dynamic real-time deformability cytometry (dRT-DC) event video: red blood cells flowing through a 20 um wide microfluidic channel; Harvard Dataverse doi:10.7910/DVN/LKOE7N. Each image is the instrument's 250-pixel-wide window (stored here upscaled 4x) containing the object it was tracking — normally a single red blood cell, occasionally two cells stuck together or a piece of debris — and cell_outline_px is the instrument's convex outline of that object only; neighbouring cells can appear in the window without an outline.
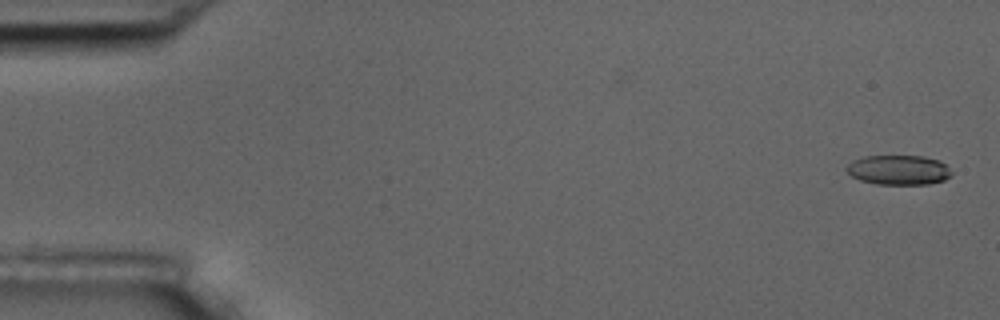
{"species": "common noctule bat (a hibernating species)", "species_latin": "Nyctalus noctula", "temperature_condition": "room temperature", "stored_images_in_passage": 6, "camera_frame_rate_fps": 3000, "um_per_image_px": 0.085, "animal": {"sex": "male", "body_mass_g": 17.5, "forearm_length_mm": 52.3}, "frame": {"image": 1, "passage_image": 1, "time_ms": 0.0, "image_size_px": [1000, 320], "cell_outline_px": [[952, 176], [944, 180], [928, 184], [876, 184], [860, 180], [852, 176], [844, 168], [852, 160], [864, 156], [924, 156], [940, 160], [952, 172]], "centroid_in_image_um": [76.38, 14.44], "position_along_channel_um": 8.6, "area_um2": 18.26}}
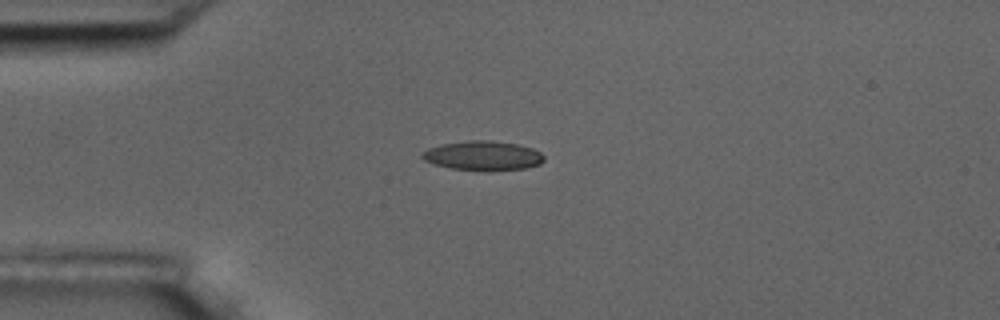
{"frame": {"image": 2, "passage_image": 5, "time_ms": 4.333, "image_size_px": [1000, 320], "cell_outline_px": [[544, 160], [540, 164], [528, 168], [488, 172], [484, 172], [452, 168], [436, 164], [424, 160], [420, 156], [428, 148], [440, 144], [468, 140], [492, 140], [516, 144], [532, 148], [540, 152], [544, 156]], "centroid_in_image_um": [41.08, 13.24], "position_along_channel_um": 43.9, "area_um2": 21.21}}